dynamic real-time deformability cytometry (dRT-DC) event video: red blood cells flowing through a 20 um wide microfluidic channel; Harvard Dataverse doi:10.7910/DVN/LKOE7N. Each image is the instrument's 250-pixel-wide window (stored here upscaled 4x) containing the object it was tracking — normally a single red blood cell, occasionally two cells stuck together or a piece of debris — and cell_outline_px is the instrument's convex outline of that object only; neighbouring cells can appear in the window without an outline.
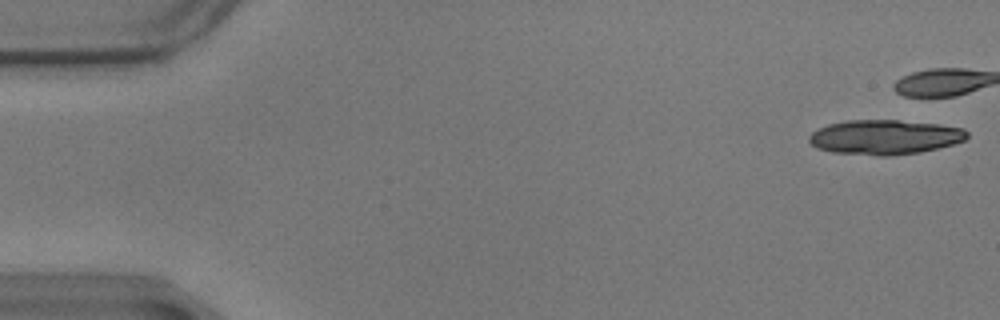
{"species": "common noctule bat (a hibernating species)", "species_latin": "Nyctalus noctula", "temperature_condition": "warm", "stored_images_in_passage": 7, "camera_frame_rate_fps": 3000, "um_per_image_px": 0.085, "animal": {"sex": "male", "body_mass_g": 17.9}, "frame": {"image": 1, "passage_image": 1, "time_ms": 0.0, "image_size_px": [1000, 320], "cell_outline_px": [[968, 136], [964, 140], [952, 144], [920, 152], [888, 156], [876, 156], [832, 152], [816, 148], [808, 140], [808, 136], [812, 132], [828, 124], [848, 120], [900, 120], [936, 124], [964, 128], [968, 132]], "centroid_in_image_um": [75.18, 11.66], "position_along_channel_um": 9.8, "area_um2": 31.91}}